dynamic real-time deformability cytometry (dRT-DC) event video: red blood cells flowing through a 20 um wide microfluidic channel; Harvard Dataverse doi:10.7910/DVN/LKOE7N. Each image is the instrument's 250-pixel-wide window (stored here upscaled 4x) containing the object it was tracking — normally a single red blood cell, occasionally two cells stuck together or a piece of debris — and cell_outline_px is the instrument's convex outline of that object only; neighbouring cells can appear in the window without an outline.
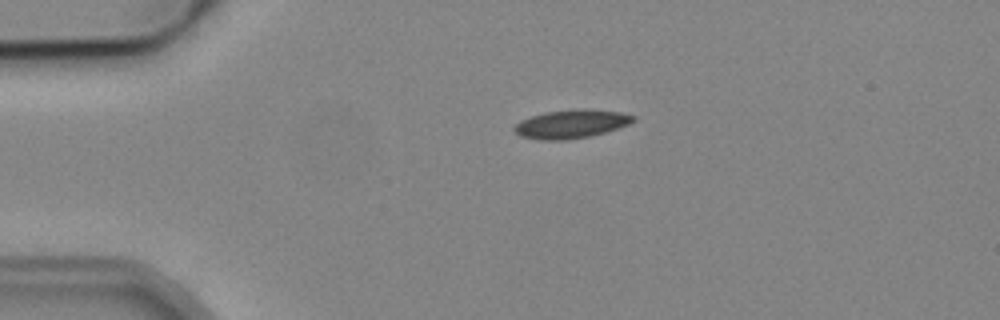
{"species": "common noctule bat (a hibernating species)", "species_latin": "Nyctalus noctula", "temperature_condition": "cold", "stored_images_in_passage": 2, "camera_frame_rate_fps": 3000, "um_per_image_px": 0.085, "animal": {"sex": "male", "body_mass_g": 19.2, "forearm_length_mm": 51.8}, "frame": {"image": 1, "passage_image": 1, "time_ms": 0.0, "image_size_px": [1000, 320], "cell_outline_px": [[636, 120], [620, 128], [588, 136], [564, 140], [540, 140], [520, 136], [512, 128], [520, 120], [544, 112], [576, 108], [584, 108], [620, 112], [636, 116]], "centroid_in_image_um": [48.56, 10.52], "position_along_channel_um": 36.4, "area_um2": 19.88}}
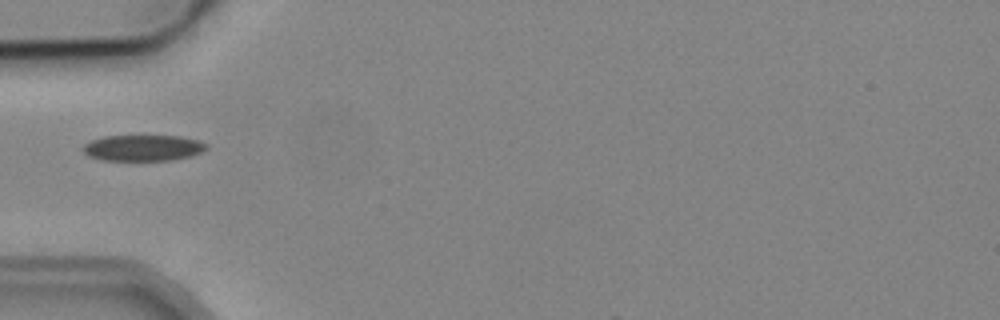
{"frame": {"image": 2, "passage_image": 2, "time_ms": 2.0, "image_size_px": [1000, 320], "cell_outline_px": [[208, 148], [192, 156], [172, 160], [100, 160], [88, 156], [80, 148], [84, 144], [92, 140], [104, 136], [180, 136], [200, 140], [208, 144]], "centroid_in_image_um": [12.16, 12.57], "position_along_channel_um": 72.8, "area_um2": 18.9}}